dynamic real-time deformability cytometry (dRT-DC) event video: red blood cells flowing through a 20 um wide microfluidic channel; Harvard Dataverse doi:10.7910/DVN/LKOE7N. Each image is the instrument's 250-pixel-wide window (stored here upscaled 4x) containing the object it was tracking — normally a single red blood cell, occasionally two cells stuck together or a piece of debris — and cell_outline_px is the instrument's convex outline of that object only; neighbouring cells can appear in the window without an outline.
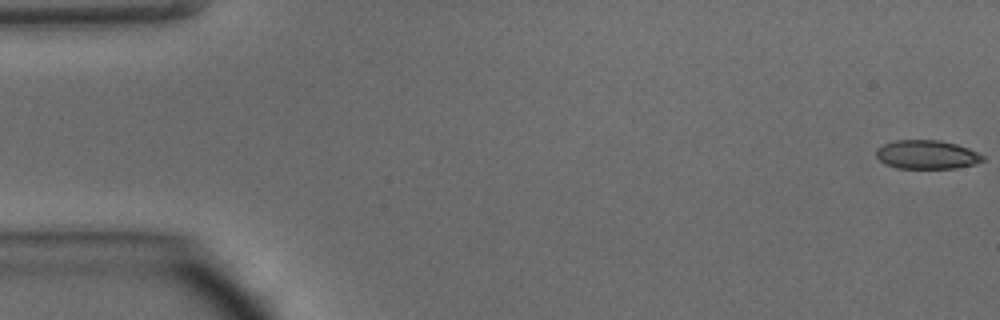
{"species": "common noctule bat (a hibernating species)", "species_latin": "Nyctalus noctula", "temperature_condition": "warm", "stored_images_in_passage": 48, "camera_frame_rate_fps": 3000, "um_per_image_px": 0.085, "animal": {"sex": "male", "body_mass_g": 15.6}, "frame": {"image": 1, "passage_image": 1, "time_ms": 0.0, "image_size_px": [1000, 320], "cell_outline_px": [[984, 160], [976, 164], [956, 168], [896, 168], [884, 164], [876, 156], [876, 148], [884, 144], [896, 140], [940, 140], [956, 144], [968, 148], [984, 156]], "centroid_in_image_um": [78.76, 13.14], "position_along_channel_um": 6.2, "area_um2": 17.92}}
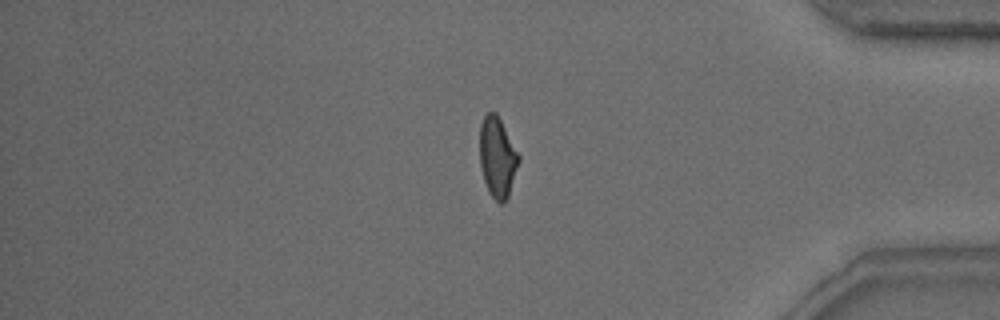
{"frame": {"image": 2, "passage_image": 40, "time_ms": 13.0, "image_size_px": [1000, 320], "cell_outline_px": [[520, 160], [508, 196], [504, 204], [500, 204], [488, 192], [480, 168], [480, 124], [484, 116], [488, 112], [496, 112], [520, 156]], "centroid_in_image_um": [42.27, 13.38], "position_along_channel_um": 392.9, "area_um2": 18.21}}
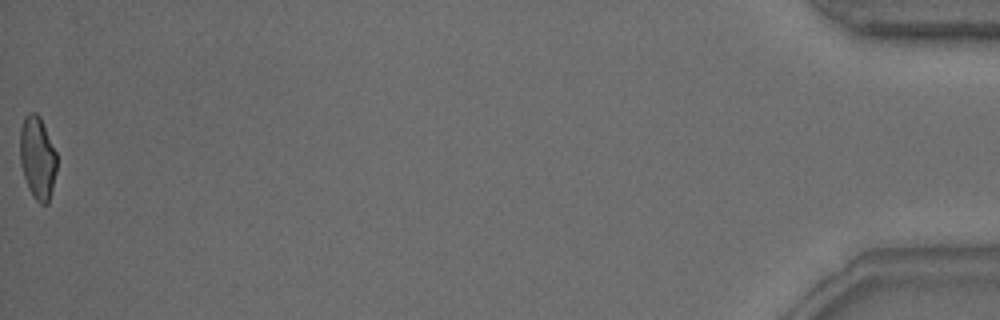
{"frame": {"image": 3, "passage_image": 48, "time_ms": 15.667, "image_size_px": [1000, 320], "cell_outline_px": [[56, 172], [48, 204], [40, 204], [36, 200], [28, 188], [20, 164], [20, 128], [24, 116], [28, 112], [36, 112], [40, 116], [56, 152]], "centroid_in_image_um": [3.17, 13.39], "position_along_channel_um": 432.0, "area_um2": 17.8}, "authors_computed_cell_mechanics": {"area_um2": 18.4382, "velocity_mm_per_s": 4.2523, "shape_relaxation_time_tau1_ms": null, "shape_relaxation_time_tau2_ms": 1.4128, "deformation_change_tau1": null, "deformation_change_tau2": 0.0684}}